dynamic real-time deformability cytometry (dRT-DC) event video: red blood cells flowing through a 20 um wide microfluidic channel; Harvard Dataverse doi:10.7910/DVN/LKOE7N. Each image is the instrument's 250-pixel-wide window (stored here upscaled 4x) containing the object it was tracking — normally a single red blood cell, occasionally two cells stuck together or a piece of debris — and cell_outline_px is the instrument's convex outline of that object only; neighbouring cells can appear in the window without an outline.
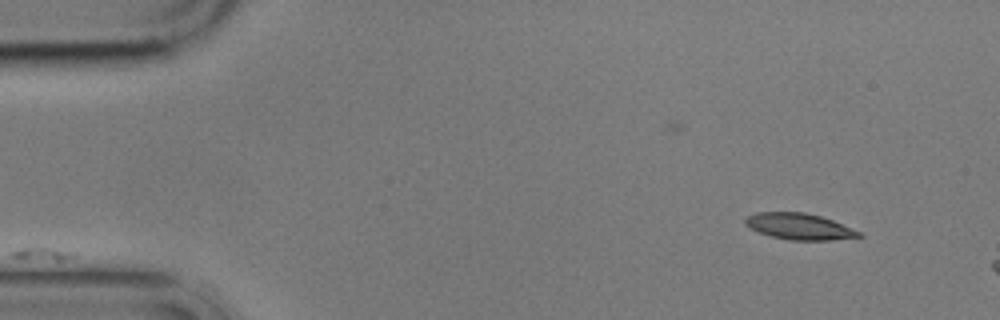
{"species": "common noctule bat (a hibernating species)", "species_latin": "Nyctalus noctula", "temperature_condition": "cold", "stored_images_in_passage": 3, "camera_frame_rate_fps": 3000, "um_per_image_px": 0.085, "animal": {"sex": "male", "body_mass_g": 17.9}, "frame": {"image": 1, "passage_image": 1, "time_ms": 0.0, "image_size_px": [1000, 320], "cell_outline_px": [[864, 236], [832, 240], [788, 240], [772, 236], [760, 232], [744, 224], [744, 220], [748, 216], [756, 212], [804, 212], [820, 216], [832, 220], [860, 232]], "centroid_in_image_um": [67.93, 19.25], "position_along_channel_um": 17.1, "area_um2": 17.17}}